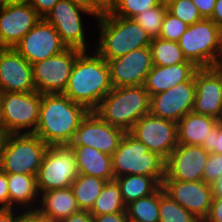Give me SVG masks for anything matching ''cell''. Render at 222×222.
I'll use <instances>...</instances> for the list:
<instances>
[{"label": "cell", "mask_w": 222, "mask_h": 222, "mask_svg": "<svg viewBox=\"0 0 222 222\" xmlns=\"http://www.w3.org/2000/svg\"><path fill=\"white\" fill-rule=\"evenodd\" d=\"M83 51L72 67L67 86L62 94L71 101L94 111L101 100L113 89L106 60L96 52Z\"/></svg>", "instance_id": "cell-1"}, {"label": "cell", "mask_w": 222, "mask_h": 222, "mask_svg": "<svg viewBox=\"0 0 222 222\" xmlns=\"http://www.w3.org/2000/svg\"><path fill=\"white\" fill-rule=\"evenodd\" d=\"M89 110L62 93L41 94L39 121L34 134L48 146L70 144Z\"/></svg>", "instance_id": "cell-2"}, {"label": "cell", "mask_w": 222, "mask_h": 222, "mask_svg": "<svg viewBox=\"0 0 222 222\" xmlns=\"http://www.w3.org/2000/svg\"><path fill=\"white\" fill-rule=\"evenodd\" d=\"M96 21L100 34L94 51L107 62L150 46L151 38L134 19L119 17L107 10Z\"/></svg>", "instance_id": "cell-3"}, {"label": "cell", "mask_w": 222, "mask_h": 222, "mask_svg": "<svg viewBox=\"0 0 222 222\" xmlns=\"http://www.w3.org/2000/svg\"><path fill=\"white\" fill-rule=\"evenodd\" d=\"M150 99L143 85L114 87L94 111L108 124L129 132L150 113Z\"/></svg>", "instance_id": "cell-4"}, {"label": "cell", "mask_w": 222, "mask_h": 222, "mask_svg": "<svg viewBox=\"0 0 222 222\" xmlns=\"http://www.w3.org/2000/svg\"><path fill=\"white\" fill-rule=\"evenodd\" d=\"M178 45L187 61L197 68L222 64V30L210 18H203L188 26Z\"/></svg>", "instance_id": "cell-5"}, {"label": "cell", "mask_w": 222, "mask_h": 222, "mask_svg": "<svg viewBox=\"0 0 222 222\" xmlns=\"http://www.w3.org/2000/svg\"><path fill=\"white\" fill-rule=\"evenodd\" d=\"M47 148L34 133L7 134L0 142V169L6 174L36 176Z\"/></svg>", "instance_id": "cell-6"}, {"label": "cell", "mask_w": 222, "mask_h": 222, "mask_svg": "<svg viewBox=\"0 0 222 222\" xmlns=\"http://www.w3.org/2000/svg\"><path fill=\"white\" fill-rule=\"evenodd\" d=\"M114 178L124 175L165 177L166 160L138 141L129 132L123 135L118 148L112 154Z\"/></svg>", "instance_id": "cell-7"}, {"label": "cell", "mask_w": 222, "mask_h": 222, "mask_svg": "<svg viewBox=\"0 0 222 222\" xmlns=\"http://www.w3.org/2000/svg\"><path fill=\"white\" fill-rule=\"evenodd\" d=\"M78 175L70 144L48 146L36 175L38 193L70 187Z\"/></svg>", "instance_id": "cell-8"}, {"label": "cell", "mask_w": 222, "mask_h": 222, "mask_svg": "<svg viewBox=\"0 0 222 222\" xmlns=\"http://www.w3.org/2000/svg\"><path fill=\"white\" fill-rule=\"evenodd\" d=\"M40 105L41 94L37 91L2 93L6 135L34 133L39 121Z\"/></svg>", "instance_id": "cell-9"}, {"label": "cell", "mask_w": 222, "mask_h": 222, "mask_svg": "<svg viewBox=\"0 0 222 222\" xmlns=\"http://www.w3.org/2000/svg\"><path fill=\"white\" fill-rule=\"evenodd\" d=\"M82 52L67 48L57 55L32 64L36 91L40 94L63 93L76 58Z\"/></svg>", "instance_id": "cell-10"}, {"label": "cell", "mask_w": 222, "mask_h": 222, "mask_svg": "<svg viewBox=\"0 0 222 222\" xmlns=\"http://www.w3.org/2000/svg\"><path fill=\"white\" fill-rule=\"evenodd\" d=\"M81 13L98 18L94 13L79 7L67 0L58 1L55 6L44 17L57 31L62 42L67 48H75L86 51L85 26L82 23ZM86 39V40H85Z\"/></svg>", "instance_id": "cell-11"}, {"label": "cell", "mask_w": 222, "mask_h": 222, "mask_svg": "<svg viewBox=\"0 0 222 222\" xmlns=\"http://www.w3.org/2000/svg\"><path fill=\"white\" fill-rule=\"evenodd\" d=\"M129 133L165 160L178 145L177 123L151 113L142 116Z\"/></svg>", "instance_id": "cell-12"}, {"label": "cell", "mask_w": 222, "mask_h": 222, "mask_svg": "<svg viewBox=\"0 0 222 222\" xmlns=\"http://www.w3.org/2000/svg\"><path fill=\"white\" fill-rule=\"evenodd\" d=\"M126 132L105 122L95 111L81 121L71 146H88L112 156Z\"/></svg>", "instance_id": "cell-13"}, {"label": "cell", "mask_w": 222, "mask_h": 222, "mask_svg": "<svg viewBox=\"0 0 222 222\" xmlns=\"http://www.w3.org/2000/svg\"><path fill=\"white\" fill-rule=\"evenodd\" d=\"M31 65L67 49L55 28L44 18L13 47Z\"/></svg>", "instance_id": "cell-14"}, {"label": "cell", "mask_w": 222, "mask_h": 222, "mask_svg": "<svg viewBox=\"0 0 222 222\" xmlns=\"http://www.w3.org/2000/svg\"><path fill=\"white\" fill-rule=\"evenodd\" d=\"M164 192L203 222L211 208V185L201 181L163 180Z\"/></svg>", "instance_id": "cell-15"}, {"label": "cell", "mask_w": 222, "mask_h": 222, "mask_svg": "<svg viewBox=\"0 0 222 222\" xmlns=\"http://www.w3.org/2000/svg\"><path fill=\"white\" fill-rule=\"evenodd\" d=\"M193 112L222 121V67L198 68Z\"/></svg>", "instance_id": "cell-16"}, {"label": "cell", "mask_w": 222, "mask_h": 222, "mask_svg": "<svg viewBox=\"0 0 222 222\" xmlns=\"http://www.w3.org/2000/svg\"><path fill=\"white\" fill-rule=\"evenodd\" d=\"M107 63L113 88L144 85L153 66L150 47L132 50Z\"/></svg>", "instance_id": "cell-17"}, {"label": "cell", "mask_w": 222, "mask_h": 222, "mask_svg": "<svg viewBox=\"0 0 222 222\" xmlns=\"http://www.w3.org/2000/svg\"><path fill=\"white\" fill-rule=\"evenodd\" d=\"M210 153L201 145L178 144L166 159L163 180L201 181Z\"/></svg>", "instance_id": "cell-18"}, {"label": "cell", "mask_w": 222, "mask_h": 222, "mask_svg": "<svg viewBox=\"0 0 222 222\" xmlns=\"http://www.w3.org/2000/svg\"><path fill=\"white\" fill-rule=\"evenodd\" d=\"M195 92V82L185 81L169 90L152 95L150 113L177 123L183 116L192 112Z\"/></svg>", "instance_id": "cell-19"}, {"label": "cell", "mask_w": 222, "mask_h": 222, "mask_svg": "<svg viewBox=\"0 0 222 222\" xmlns=\"http://www.w3.org/2000/svg\"><path fill=\"white\" fill-rule=\"evenodd\" d=\"M28 4H0V48H13L41 19Z\"/></svg>", "instance_id": "cell-20"}, {"label": "cell", "mask_w": 222, "mask_h": 222, "mask_svg": "<svg viewBox=\"0 0 222 222\" xmlns=\"http://www.w3.org/2000/svg\"><path fill=\"white\" fill-rule=\"evenodd\" d=\"M33 91L32 65L14 48H0V92Z\"/></svg>", "instance_id": "cell-21"}, {"label": "cell", "mask_w": 222, "mask_h": 222, "mask_svg": "<svg viewBox=\"0 0 222 222\" xmlns=\"http://www.w3.org/2000/svg\"><path fill=\"white\" fill-rule=\"evenodd\" d=\"M197 69L193 63H179L171 66L153 65L143 86L151 97L179 83L194 81V73Z\"/></svg>", "instance_id": "cell-22"}, {"label": "cell", "mask_w": 222, "mask_h": 222, "mask_svg": "<svg viewBox=\"0 0 222 222\" xmlns=\"http://www.w3.org/2000/svg\"><path fill=\"white\" fill-rule=\"evenodd\" d=\"M36 211L43 217L63 220L80 211L70 187L42 192Z\"/></svg>", "instance_id": "cell-23"}, {"label": "cell", "mask_w": 222, "mask_h": 222, "mask_svg": "<svg viewBox=\"0 0 222 222\" xmlns=\"http://www.w3.org/2000/svg\"><path fill=\"white\" fill-rule=\"evenodd\" d=\"M7 180L9 208H19L23 211H36L39 203L36 176L19 173L7 174Z\"/></svg>", "instance_id": "cell-24"}, {"label": "cell", "mask_w": 222, "mask_h": 222, "mask_svg": "<svg viewBox=\"0 0 222 222\" xmlns=\"http://www.w3.org/2000/svg\"><path fill=\"white\" fill-rule=\"evenodd\" d=\"M219 122L214 117L189 112L177 122L178 144L202 145Z\"/></svg>", "instance_id": "cell-25"}, {"label": "cell", "mask_w": 222, "mask_h": 222, "mask_svg": "<svg viewBox=\"0 0 222 222\" xmlns=\"http://www.w3.org/2000/svg\"><path fill=\"white\" fill-rule=\"evenodd\" d=\"M78 172L107 181L114 180L112 157L88 146H72Z\"/></svg>", "instance_id": "cell-26"}, {"label": "cell", "mask_w": 222, "mask_h": 222, "mask_svg": "<svg viewBox=\"0 0 222 222\" xmlns=\"http://www.w3.org/2000/svg\"><path fill=\"white\" fill-rule=\"evenodd\" d=\"M164 177L124 175L114 178L120 187L125 205L153 194L162 184Z\"/></svg>", "instance_id": "cell-27"}, {"label": "cell", "mask_w": 222, "mask_h": 222, "mask_svg": "<svg viewBox=\"0 0 222 222\" xmlns=\"http://www.w3.org/2000/svg\"><path fill=\"white\" fill-rule=\"evenodd\" d=\"M106 182L107 180L79 173L70 188L80 210L92 209Z\"/></svg>", "instance_id": "cell-28"}, {"label": "cell", "mask_w": 222, "mask_h": 222, "mask_svg": "<svg viewBox=\"0 0 222 222\" xmlns=\"http://www.w3.org/2000/svg\"><path fill=\"white\" fill-rule=\"evenodd\" d=\"M150 50L152 64L156 66H171L179 63H192L184 57L178 42L161 38L151 39Z\"/></svg>", "instance_id": "cell-29"}, {"label": "cell", "mask_w": 222, "mask_h": 222, "mask_svg": "<svg viewBox=\"0 0 222 222\" xmlns=\"http://www.w3.org/2000/svg\"><path fill=\"white\" fill-rule=\"evenodd\" d=\"M89 212L92 215L126 212L120 187L115 180L106 182Z\"/></svg>", "instance_id": "cell-30"}, {"label": "cell", "mask_w": 222, "mask_h": 222, "mask_svg": "<svg viewBox=\"0 0 222 222\" xmlns=\"http://www.w3.org/2000/svg\"><path fill=\"white\" fill-rule=\"evenodd\" d=\"M126 214L132 222H159V188L153 194L127 204Z\"/></svg>", "instance_id": "cell-31"}, {"label": "cell", "mask_w": 222, "mask_h": 222, "mask_svg": "<svg viewBox=\"0 0 222 222\" xmlns=\"http://www.w3.org/2000/svg\"><path fill=\"white\" fill-rule=\"evenodd\" d=\"M159 222H201L159 187Z\"/></svg>", "instance_id": "cell-32"}, {"label": "cell", "mask_w": 222, "mask_h": 222, "mask_svg": "<svg viewBox=\"0 0 222 222\" xmlns=\"http://www.w3.org/2000/svg\"><path fill=\"white\" fill-rule=\"evenodd\" d=\"M166 12V3L161 2L158 6L137 14L133 19L145 30L151 39H154L160 35Z\"/></svg>", "instance_id": "cell-33"}, {"label": "cell", "mask_w": 222, "mask_h": 222, "mask_svg": "<svg viewBox=\"0 0 222 222\" xmlns=\"http://www.w3.org/2000/svg\"><path fill=\"white\" fill-rule=\"evenodd\" d=\"M162 0H112L108 11L116 16L133 19L137 14L158 6Z\"/></svg>", "instance_id": "cell-34"}, {"label": "cell", "mask_w": 222, "mask_h": 222, "mask_svg": "<svg viewBox=\"0 0 222 222\" xmlns=\"http://www.w3.org/2000/svg\"><path fill=\"white\" fill-rule=\"evenodd\" d=\"M166 5L169 13L189 26L203 19L192 0H170Z\"/></svg>", "instance_id": "cell-35"}, {"label": "cell", "mask_w": 222, "mask_h": 222, "mask_svg": "<svg viewBox=\"0 0 222 222\" xmlns=\"http://www.w3.org/2000/svg\"><path fill=\"white\" fill-rule=\"evenodd\" d=\"M187 25L182 20L173 16L168 11L165 13L159 38L178 42L182 34L187 30Z\"/></svg>", "instance_id": "cell-36"}, {"label": "cell", "mask_w": 222, "mask_h": 222, "mask_svg": "<svg viewBox=\"0 0 222 222\" xmlns=\"http://www.w3.org/2000/svg\"><path fill=\"white\" fill-rule=\"evenodd\" d=\"M202 175L207 184H212L222 176V154L210 153Z\"/></svg>", "instance_id": "cell-37"}, {"label": "cell", "mask_w": 222, "mask_h": 222, "mask_svg": "<svg viewBox=\"0 0 222 222\" xmlns=\"http://www.w3.org/2000/svg\"><path fill=\"white\" fill-rule=\"evenodd\" d=\"M201 146L209 153L222 154V121L211 130L210 136Z\"/></svg>", "instance_id": "cell-38"}, {"label": "cell", "mask_w": 222, "mask_h": 222, "mask_svg": "<svg viewBox=\"0 0 222 222\" xmlns=\"http://www.w3.org/2000/svg\"><path fill=\"white\" fill-rule=\"evenodd\" d=\"M203 222H222V197H212L210 212Z\"/></svg>", "instance_id": "cell-39"}, {"label": "cell", "mask_w": 222, "mask_h": 222, "mask_svg": "<svg viewBox=\"0 0 222 222\" xmlns=\"http://www.w3.org/2000/svg\"><path fill=\"white\" fill-rule=\"evenodd\" d=\"M60 0H30L29 4L44 18Z\"/></svg>", "instance_id": "cell-40"}, {"label": "cell", "mask_w": 222, "mask_h": 222, "mask_svg": "<svg viewBox=\"0 0 222 222\" xmlns=\"http://www.w3.org/2000/svg\"><path fill=\"white\" fill-rule=\"evenodd\" d=\"M0 208H9L7 174L0 169Z\"/></svg>", "instance_id": "cell-41"}, {"label": "cell", "mask_w": 222, "mask_h": 222, "mask_svg": "<svg viewBox=\"0 0 222 222\" xmlns=\"http://www.w3.org/2000/svg\"><path fill=\"white\" fill-rule=\"evenodd\" d=\"M93 222H129L126 212L93 215Z\"/></svg>", "instance_id": "cell-42"}, {"label": "cell", "mask_w": 222, "mask_h": 222, "mask_svg": "<svg viewBox=\"0 0 222 222\" xmlns=\"http://www.w3.org/2000/svg\"><path fill=\"white\" fill-rule=\"evenodd\" d=\"M203 18H210L215 8L216 0H192Z\"/></svg>", "instance_id": "cell-43"}, {"label": "cell", "mask_w": 222, "mask_h": 222, "mask_svg": "<svg viewBox=\"0 0 222 222\" xmlns=\"http://www.w3.org/2000/svg\"><path fill=\"white\" fill-rule=\"evenodd\" d=\"M19 210L18 212H16ZM16 212V214H15ZM24 211L15 208H0V222H19L20 215Z\"/></svg>", "instance_id": "cell-44"}, {"label": "cell", "mask_w": 222, "mask_h": 222, "mask_svg": "<svg viewBox=\"0 0 222 222\" xmlns=\"http://www.w3.org/2000/svg\"><path fill=\"white\" fill-rule=\"evenodd\" d=\"M61 222H93V215L89 211L80 210L61 220Z\"/></svg>", "instance_id": "cell-45"}, {"label": "cell", "mask_w": 222, "mask_h": 222, "mask_svg": "<svg viewBox=\"0 0 222 222\" xmlns=\"http://www.w3.org/2000/svg\"><path fill=\"white\" fill-rule=\"evenodd\" d=\"M72 4L89 10L94 13L97 17L103 12L92 0H67Z\"/></svg>", "instance_id": "cell-46"}, {"label": "cell", "mask_w": 222, "mask_h": 222, "mask_svg": "<svg viewBox=\"0 0 222 222\" xmlns=\"http://www.w3.org/2000/svg\"><path fill=\"white\" fill-rule=\"evenodd\" d=\"M210 19L222 30V0H216Z\"/></svg>", "instance_id": "cell-47"}, {"label": "cell", "mask_w": 222, "mask_h": 222, "mask_svg": "<svg viewBox=\"0 0 222 222\" xmlns=\"http://www.w3.org/2000/svg\"><path fill=\"white\" fill-rule=\"evenodd\" d=\"M19 222H41V215L37 211H24L20 214Z\"/></svg>", "instance_id": "cell-48"}, {"label": "cell", "mask_w": 222, "mask_h": 222, "mask_svg": "<svg viewBox=\"0 0 222 222\" xmlns=\"http://www.w3.org/2000/svg\"><path fill=\"white\" fill-rule=\"evenodd\" d=\"M210 185L212 197H222V176Z\"/></svg>", "instance_id": "cell-49"}, {"label": "cell", "mask_w": 222, "mask_h": 222, "mask_svg": "<svg viewBox=\"0 0 222 222\" xmlns=\"http://www.w3.org/2000/svg\"><path fill=\"white\" fill-rule=\"evenodd\" d=\"M102 11H107L112 3V0H92Z\"/></svg>", "instance_id": "cell-50"}, {"label": "cell", "mask_w": 222, "mask_h": 222, "mask_svg": "<svg viewBox=\"0 0 222 222\" xmlns=\"http://www.w3.org/2000/svg\"><path fill=\"white\" fill-rule=\"evenodd\" d=\"M3 111H2V93L0 92V137H5Z\"/></svg>", "instance_id": "cell-51"}, {"label": "cell", "mask_w": 222, "mask_h": 222, "mask_svg": "<svg viewBox=\"0 0 222 222\" xmlns=\"http://www.w3.org/2000/svg\"><path fill=\"white\" fill-rule=\"evenodd\" d=\"M30 0H0V4L15 5V4H28Z\"/></svg>", "instance_id": "cell-52"}, {"label": "cell", "mask_w": 222, "mask_h": 222, "mask_svg": "<svg viewBox=\"0 0 222 222\" xmlns=\"http://www.w3.org/2000/svg\"><path fill=\"white\" fill-rule=\"evenodd\" d=\"M41 222H61V220L49 219L41 216Z\"/></svg>", "instance_id": "cell-53"}, {"label": "cell", "mask_w": 222, "mask_h": 222, "mask_svg": "<svg viewBox=\"0 0 222 222\" xmlns=\"http://www.w3.org/2000/svg\"><path fill=\"white\" fill-rule=\"evenodd\" d=\"M168 1H170V0H162V2H164V3L168 2Z\"/></svg>", "instance_id": "cell-54"}]
</instances>
